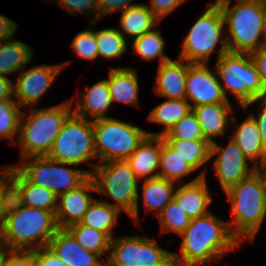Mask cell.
Masks as SVG:
<instances>
[{
    "label": "cell",
    "instance_id": "cell-41",
    "mask_svg": "<svg viewBox=\"0 0 266 266\" xmlns=\"http://www.w3.org/2000/svg\"><path fill=\"white\" fill-rule=\"evenodd\" d=\"M62 4L61 7L65 9L69 14L77 15L85 14L86 17H89V15L96 14L94 19H91L89 27L97 23V20H99V5L98 0H59ZM85 12V13H84ZM93 12V14H92Z\"/></svg>",
    "mask_w": 266,
    "mask_h": 266
},
{
    "label": "cell",
    "instance_id": "cell-44",
    "mask_svg": "<svg viewBox=\"0 0 266 266\" xmlns=\"http://www.w3.org/2000/svg\"><path fill=\"white\" fill-rule=\"evenodd\" d=\"M186 0H151V5H147L154 13L155 17L161 22L163 18L172 13L178 6Z\"/></svg>",
    "mask_w": 266,
    "mask_h": 266
},
{
    "label": "cell",
    "instance_id": "cell-30",
    "mask_svg": "<svg viewBox=\"0 0 266 266\" xmlns=\"http://www.w3.org/2000/svg\"><path fill=\"white\" fill-rule=\"evenodd\" d=\"M120 213L107 202L94 199L80 223L104 232L111 239L114 237L113 229L117 225Z\"/></svg>",
    "mask_w": 266,
    "mask_h": 266
},
{
    "label": "cell",
    "instance_id": "cell-8",
    "mask_svg": "<svg viewBox=\"0 0 266 266\" xmlns=\"http://www.w3.org/2000/svg\"><path fill=\"white\" fill-rule=\"evenodd\" d=\"M207 7L192 25L181 45L182 51L178 57L189 63L208 64L213 53L217 54L218 59L229 51L226 38L223 37L225 21L222 9L215 2ZM219 42L221 46L216 50Z\"/></svg>",
    "mask_w": 266,
    "mask_h": 266
},
{
    "label": "cell",
    "instance_id": "cell-32",
    "mask_svg": "<svg viewBox=\"0 0 266 266\" xmlns=\"http://www.w3.org/2000/svg\"><path fill=\"white\" fill-rule=\"evenodd\" d=\"M195 170L186 161L172 150L161 137V154L159 161L158 177L177 184H182V177L191 174Z\"/></svg>",
    "mask_w": 266,
    "mask_h": 266
},
{
    "label": "cell",
    "instance_id": "cell-35",
    "mask_svg": "<svg viewBox=\"0 0 266 266\" xmlns=\"http://www.w3.org/2000/svg\"><path fill=\"white\" fill-rule=\"evenodd\" d=\"M98 57L106 59L121 58L127 52L129 44L117 28L96 30Z\"/></svg>",
    "mask_w": 266,
    "mask_h": 266
},
{
    "label": "cell",
    "instance_id": "cell-19",
    "mask_svg": "<svg viewBox=\"0 0 266 266\" xmlns=\"http://www.w3.org/2000/svg\"><path fill=\"white\" fill-rule=\"evenodd\" d=\"M191 64L179 57L161 63L155 78L156 93L167 99H186V77Z\"/></svg>",
    "mask_w": 266,
    "mask_h": 266
},
{
    "label": "cell",
    "instance_id": "cell-24",
    "mask_svg": "<svg viewBox=\"0 0 266 266\" xmlns=\"http://www.w3.org/2000/svg\"><path fill=\"white\" fill-rule=\"evenodd\" d=\"M137 71L128 67H110L106 79L112 103L139 106V81Z\"/></svg>",
    "mask_w": 266,
    "mask_h": 266
},
{
    "label": "cell",
    "instance_id": "cell-21",
    "mask_svg": "<svg viewBox=\"0 0 266 266\" xmlns=\"http://www.w3.org/2000/svg\"><path fill=\"white\" fill-rule=\"evenodd\" d=\"M201 127L204 138L210 143L213 138L224 137L229 123L232 121L233 112L230 103H215L200 105L192 108Z\"/></svg>",
    "mask_w": 266,
    "mask_h": 266
},
{
    "label": "cell",
    "instance_id": "cell-37",
    "mask_svg": "<svg viewBox=\"0 0 266 266\" xmlns=\"http://www.w3.org/2000/svg\"><path fill=\"white\" fill-rule=\"evenodd\" d=\"M21 106L15 100H0V141L19 136Z\"/></svg>",
    "mask_w": 266,
    "mask_h": 266
},
{
    "label": "cell",
    "instance_id": "cell-29",
    "mask_svg": "<svg viewBox=\"0 0 266 266\" xmlns=\"http://www.w3.org/2000/svg\"><path fill=\"white\" fill-rule=\"evenodd\" d=\"M22 189L23 175L12 165L4 166L2 222L8 215L25 206Z\"/></svg>",
    "mask_w": 266,
    "mask_h": 266
},
{
    "label": "cell",
    "instance_id": "cell-13",
    "mask_svg": "<svg viewBox=\"0 0 266 266\" xmlns=\"http://www.w3.org/2000/svg\"><path fill=\"white\" fill-rule=\"evenodd\" d=\"M70 61L56 65H39L22 70L13 83L14 100L23 108L36 107L40 98L49 90L60 72L69 65Z\"/></svg>",
    "mask_w": 266,
    "mask_h": 266
},
{
    "label": "cell",
    "instance_id": "cell-23",
    "mask_svg": "<svg viewBox=\"0 0 266 266\" xmlns=\"http://www.w3.org/2000/svg\"><path fill=\"white\" fill-rule=\"evenodd\" d=\"M231 122H234L233 125L236 129L230 138L238 145L247 159L253 162V166H257L266 158V147L256 121L249 115L240 124L234 117Z\"/></svg>",
    "mask_w": 266,
    "mask_h": 266
},
{
    "label": "cell",
    "instance_id": "cell-6",
    "mask_svg": "<svg viewBox=\"0 0 266 266\" xmlns=\"http://www.w3.org/2000/svg\"><path fill=\"white\" fill-rule=\"evenodd\" d=\"M91 176L96 185V193L105 194L116 203L109 205L124 210L135 223L139 221V179L127 160H111L95 164L91 162Z\"/></svg>",
    "mask_w": 266,
    "mask_h": 266
},
{
    "label": "cell",
    "instance_id": "cell-27",
    "mask_svg": "<svg viewBox=\"0 0 266 266\" xmlns=\"http://www.w3.org/2000/svg\"><path fill=\"white\" fill-rule=\"evenodd\" d=\"M176 183L168 181L161 177L144 179L140 186L143 194V205L145 211L152 212L158 217L170 201L174 199Z\"/></svg>",
    "mask_w": 266,
    "mask_h": 266
},
{
    "label": "cell",
    "instance_id": "cell-3",
    "mask_svg": "<svg viewBox=\"0 0 266 266\" xmlns=\"http://www.w3.org/2000/svg\"><path fill=\"white\" fill-rule=\"evenodd\" d=\"M2 249L32 251L48 246L58 231L55 212L23 206L2 222Z\"/></svg>",
    "mask_w": 266,
    "mask_h": 266
},
{
    "label": "cell",
    "instance_id": "cell-10",
    "mask_svg": "<svg viewBox=\"0 0 266 266\" xmlns=\"http://www.w3.org/2000/svg\"><path fill=\"white\" fill-rule=\"evenodd\" d=\"M14 166L29 182L50 189L57 196L82 184L92 170L69 168L71 164L56 161L48 156L22 159Z\"/></svg>",
    "mask_w": 266,
    "mask_h": 266
},
{
    "label": "cell",
    "instance_id": "cell-15",
    "mask_svg": "<svg viewBox=\"0 0 266 266\" xmlns=\"http://www.w3.org/2000/svg\"><path fill=\"white\" fill-rule=\"evenodd\" d=\"M186 100L191 107L215 103H230L220 81L208 64L192 63L186 77Z\"/></svg>",
    "mask_w": 266,
    "mask_h": 266
},
{
    "label": "cell",
    "instance_id": "cell-18",
    "mask_svg": "<svg viewBox=\"0 0 266 266\" xmlns=\"http://www.w3.org/2000/svg\"><path fill=\"white\" fill-rule=\"evenodd\" d=\"M48 247L68 266H106V260L84 249L66 228H59Z\"/></svg>",
    "mask_w": 266,
    "mask_h": 266
},
{
    "label": "cell",
    "instance_id": "cell-33",
    "mask_svg": "<svg viewBox=\"0 0 266 266\" xmlns=\"http://www.w3.org/2000/svg\"><path fill=\"white\" fill-rule=\"evenodd\" d=\"M86 250L100 257L109 252L110 238L102 231L82 225L80 222L66 228Z\"/></svg>",
    "mask_w": 266,
    "mask_h": 266
},
{
    "label": "cell",
    "instance_id": "cell-9",
    "mask_svg": "<svg viewBox=\"0 0 266 266\" xmlns=\"http://www.w3.org/2000/svg\"><path fill=\"white\" fill-rule=\"evenodd\" d=\"M92 122L99 163L126 160L148 132L131 123L111 117Z\"/></svg>",
    "mask_w": 266,
    "mask_h": 266
},
{
    "label": "cell",
    "instance_id": "cell-5",
    "mask_svg": "<svg viewBox=\"0 0 266 266\" xmlns=\"http://www.w3.org/2000/svg\"><path fill=\"white\" fill-rule=\"evenodd\" d=\"M215 0L222 9L230 52L252 53L265 44L263 0ZM262 38V40H261Z\"/></svg>",
    "mask_w": 266,
    "mask_h": 266
},
{
    "label": "cell",
    "instance_id": "cell-20",
    "mask_svg": "<svg viewBox=\"0 0 266 266\" xmlns=\"http://www.w3.org/2000/svg\"><path fill=\"white\" fill-rule=\"evenodd\" d=\"M76 100V105L72 112L82 118L90 121L97 119L110 118L106 115L112 103L106 79L101 80L91 87H87Z\"/></svg>",
    "mask_w": 266,
    "mask_h": 266
},
{
    "label": "cell",
    "instance_id": "cell-36",
    "mask_svg": "<svg viewBox=\"0 0 266 266\" xmlns=\"http://www.w3.org/2000/svg\"><path fill=\"white\" fill-rule=\"evenodd\" d=\"M22 192L25 206L56 212L58 196L50 189L35 185L23 176Z\"/></svg>",
    "mask_w": 266,
    "mask_h": 266
},
{
    "label": "cell",
    "instance_id": "cell-39",
    "mask_svg": "<svg viewBox=\"0 0 266 266\" xmlns=\"http://www.w3.org/2000/svg\"><path fill=\"white\" fill-rule=\"evenodd\" d=\"M163 139H181V140H206L202 133L198 120L191 111L184 116L180 121L175 123L173 127L167 132Z\"/></svg>",
    "mask_w": 266,
    "mask_h": 266
},
{
    "label": "cell",
    "instance_id": "cell-31",
    "mask_svg": "<svg viewBox=\"0 0 266 266\" xmlns=\"http://www.w3.org/2000/svg\"><path fill=\"white\" fill-rule=\"evenodd\" d=\"M163 141L195 171L210 160L211 143L208 140L163 139Z\"/></svg>",
    "mask_w": 266,
    "mask_h": 266
},
{
    "label": "cell",
    "instance_id": "cell-40",
    "mask_svg": "<svg viewBox=\"0 0 266 266\" xmlns=\"http://www.w3.org/2000/svg\"><path fill=\"white\" fill-rule=\"evenodd\" d=\"M71 50L82 60H96L98 58V47L95 31L88 28L79 32L72 39Z\"/></svg>",
    "mask_w": 266,
    "mask_h": 266
},
{
    "label": "cell",
    "instance_id": "cell-53",
    "mask_svg": "<svg viewBox=\"0 0 266 266\" xmlns=\"http://www.w3.org/2000/svg\"><path fill=\"white\" fill-rule=\"evenodd\" d=\"M2 221L0 220V250L2 249Z\"/></svg>",
    "mask_w": 266,
    "mask_h": 266
},
{
    "label": "cell",
    "instance_id": "cell-43",
    "mask_svg": "<svg viewBox=\"0 0 266 266\" xmlns=\"http://www.w3.org/2000/svg\"><path fill=\"white\" fill-rule=\"evenodd\" d=\"M34 266H68L48 247L32 250Z\"/></svg>",
    "mask_w": 266,
    "mask_h": 266
},
{
    "label": "cell",
    "instance_id": "cell-14",
    "mask_svg": "<svg viewBox=\"0 0 266 266\" xmlns=\"http://www.w3.org/2000/svg\"><path fill=\"white\" fill-rule=\"evenodd\" d=\"M217 155L214 171L224 192L255 171L256 166H249L247 157L231 138L225 147L215 141L211 143L210 159Z\"/></svg>",
    "mask_w": 266,
    "mask_h": 266
},
{
    "label": "cell",
    "instance_id": "cell-26",
    "mask_svg": "<svg viewBox=\"0 0 266 266\" xmlns=\"http://www.w3.org/2000/svg\"><path fill=\"white\" fill-rule=\"evenodd\" d=\"M33 49L19 40L7 39L0 42V75L8 77L20 72L32 60Z\"/></svg>",
    "mask_w": 266,
    "mask_h": 266
},
{
    "label": "cell",
    "instance_id": "cell-4",
    "mask_svg": "<svg viewBox=\"0 0 266 266\" xmlns=\"http://www.w3.org/2000/svg\"><path fill=\"white\" fill-rule=\"evenodd\" d=\"M73 99L43 109L29 108V115L22 112L17 144L22 159L48 156L64 121L72 113Z\"/></svg>",
    "mask_w": 266,
    "mask_h": 266
},
{
    "label": "cell",
    "instance_id": "cell-7",
    "mask_svg": "<svg viewBox=\"0 0 266 266\" xmlns=\"http://www.w3.org/2000/svg\"><path fill=\"white\" fill-rule=\"evenodd\" d=\"M223 92L235 96L243 108L257 98L266 96V88L250 53L228 51L222 54L214 67Z\"/></svg>",
    "mask_w": 266,
    "mask_h": 266
},
{
    "label": "cell",
    "instance_id": "cell-1",
    "mask_svg": "<svg viewBox=\"0 0 266 266\" xmlns=\"http://www.w3.org/2000/svg\"><path fill=\"white\" fill-rule=\"evenodd\" d=\"M180 236L183 238L180 253H173L175 266H205L241 244L232 234L228 221L219 219L212 212L191 219Z\"/></svg>",
    "mask_w": 266,
    "mask_h": 266
},
{
    "label": "cell",
    "instance_id": "cell-34",
    "mask_svg": "<svg viewBox=\"0 0 266 266\" xmlns=\"http://www.w3.org/2000/svg\"><path fill=\"white\" fill-rule=\"evenodd\" d=\"M132 49L143 60L159 58V65L170 60L165 53V42L163 36L156 29H152L143 35L132 40Z\"/></svg>",
    "mask_w": 266,
    "mask_h": 266
},
{
    "label": "cell",
    "instance_id": "cell-47",
    "mask_svg": "<svg viewBox=\"0 0 266 266\" xmlns=\"http://www.w3.org/2000/svg\"><path fill=\"white\" fill-rule=\"evenodd\" d=\"M250 55L266 88V44L261 46L258 50L250 53Z\"/></svg>",
    "mask_w": 266,
    "mask_h": 266
},
{
    "label": "cell",
    "instance_id": "cell-45",
    "mask_svg": "<svg viewBox=\"0 0 266 266\" xmlns=\"http://www.w3.org/2000/svg\"><path fill=\"white\" fill-rule=\"evenodd\" d=\"M133 0H98L99 19L112 13L123 12L127 8L136 4H131Z\"/></svg>",
    "mask_w": 266,
    "mask_h": 266
},
{
    "label": "cell",
    "instance_id": "cell-48",
    "mask_svg": "<svg viewBox=\"0 0 266 266\" xmlns=\"http://www.w3.org/2000/svg\"><path fill=\"white\" fill-rule=\"evenodd\" d=\"M18 26L15 21L0 14V42L11 39L15 35Z\"/></svg>",
    "mask_w": 266,
    "mask_h": 266
},
{
    "label": "cell",
    "instance_id": "cell-49",
    "mask_svg": "<svg viewBox=\"0 0 266 266\" xmlns=\"http://www.w3.org/2000/svg\"><path fill=\"white\" fill-rule=\"evenodd\" d=\"M0 100H14L13 82L9 77L0 75Z\"/></svg>",
    "mask_w": 266,
    "mask_h": 266
},
{
    "label": "cell",
    "instance_id": "cell-50",
    "mask_svg": "<svg viewBox=\"0 0 266 266\" xmlns=\"http://www.w3.org/2000/svg\"><path fill=\"white\" fill-rule=\"evenodd\" d=\"M255 171L260 175L266 189V158L262 162L258 163L255 167Z\"/></svg>",
    "mask_w": 266,
    "mask_h": 266
},
{
    "label": "cell",
    "instance_id": "cell-22",
    "mask_svg": "<svg viewBox=\"0 0 266 266\" xmlns=\"http://www.w3.org/2000/svg\"><path fill=\"white\" fill-rule=\"evenodd\" d=\"M160 154L161 136L147 134L126 160L139 180L155 178L158 177Z\"/></svg>",
    "mask_w": 266,
    "mask_h": 266
},
{
    "label": "cell",
    "instance_id": "cell-28",
    "mask_svg": "<svg viewBox=\"0 0 266 266\" xmlns=\"http://www.w3.org/2000/svg\"><path fill=\"white\" fill-rule=\"evenodd\" d=\"M186 99H167L155 106L148 114L149 122L164 125L157 133L147 132L148 135L164 136L184 116L192 111V107Z\"/></svg>",
    "mask_w": 266,
    "mask_h": 266
},
{
    "label": "cell",
    "instance_id": "cell-42",
    "mask_svg": "<svg viewBox=\"0 0 266 266\" xmlns=\"http://www.w3.org/2000/svg\"><path fill=\"white\" fill-rule=\"evenodd\" d=\"M0 266H34L32 251L0 250Z\"/></svg>",
    "mask_w": 266,
    "mask_h": 266
},
{
    "label": "cell",
    "instance_id": "cell-12",
    "mask_svg": "<svg viewBox=\"0 0 266 266\" xmlns=\"http://www.w3.org/2000/svg\"><path fill=\"white\" fill-rule=\"evenodd\" d=\"M109 254L106 266H175L173 253L147 237L114 236L110 239Z\"/></svg>",
    "mask_w": 266,
    "mask_h": 266
},
{
    "label": "cell",
    "instance_id": "cell-17",
    "mask_svg": "<svg viewBox=\"0 0 266 266\" xmlns=\"http://www.w3.org/2000/svg\"><path fill=\"white\" fill-rule=\"evenodd\" d=\"M205 170L193 180L177 184L174 199L191 219L205 216L210 213L209 206L212 196L207 188Z\"/></svg>",
    "mask_w": 266,
    "mask_h": 266
},
{
    "label": "cell",
    "instance_id": "cell-25",
    "mask_svg": "<svg viewBox=\"0 0 266 266\" xmlns=\"http://www.w3.org/2000/svg\"><path fill=\"white\" fill-rule=\"evenodd\" d=\"M160 21L146 4H136L121 12L119 32L124 36L139 37L158 26Z\"/></svg>",
    "mask_w": 266,
    "mask_h": 266
},
{
    "label": "cell",
    "instance_id": "cell-46",
    "mask_svg": "<svg viewBox=\"0 0 266 266\" xmlns=\"http://www.w3.org/2000/svg\"><path fill=\"white\" fill-rule=\"evenodd\" d=\"M259 100H260V103L258 104V112L259 113L257 114V116H255L253 114H250V115L256 121L258 128H259V132L261 134L263 144L266 147V96L261 97V98H257L253 102L246 104L243 107V109L246 110L250 105H252L253 103L255 104V102H258Z\"/></svg>",
    "mask_w": 266,
    "mask_h": 266
},
{
    "label": "cell",
    "instance_id": "cell-51",
    "mask_svg": "<svg viewBox=\"0 0 266 266\" xmlns=\"http://www.w3.org/2000/svg\"><path fill=\"white\" fill-rule=\"evenodd\" d=\"M0 220L2 221V206H3V197H2V184L4 182V166H0Z\"/></svg>",
    "mask_w": 266,
    "mask_h": 266
},
{
    "label": "cell",
    "instance_id": "cell-38",
    "mask_svg": "<svg viewBox=\"0 0 266 266\" xmlns=\"http://www.w3.org/2000/svg\"><path fill=\"white\" fill-rule=\"evenodd\" d=\"M161 232H176L181 235L189 226L190 218L173 199L158 216Z\"/></svg>",
    "mask_w": 266,
    "mask_h": 266
},
{
    "label": "cell",
    "instance_id": "cell-11",
    "mask_svg": "<svg viewBox=\"0 0 266 266\" xmlns=\"http://www.w3.org/2000/svg\"><path fill=\"white\" fill-rule=\"evenodd\" d=\"M48 157L71 165L97 159L93 122L72 112L64 121Z\"/></svg>",
    "mask_w": 266,
    "mask_h": 266
},
{
    "label": "cell",
    "instance_id": "cell-2",
    "mask_svg": "<svg viewBox=\"0 0 266 266\" xmlns=\"http://www.w3.org/2000/svg\"><path fill=\"white\" fill-rule=\"evenodd\" d=\"M231 204L232 234L242 243L253 240L266 219V189L260 175L254 171L225 191Z\"/></svg>",
    "mask_w": 266,
    "mask_h": 266
},
{
    "label": "cell",
    "instance_id": "cell-52",
    "mask_svg": "<svg viewBox=\"0 0 266 266\" xmlns=\"http://www.w3.org/2000/svg\"><path fill=\"white\" fill-rule=\"evenodd\" d=\"M264 38L266 44V0H263Z\"/></svg>",
    "mask_w": 266,
    "mask_h": 266
},
{
    "label": "cell",
    "instance_id": "cell-16",
    "mask_svg": "<svg viewBox=\"0 0 266 266\" xmlns=\"http://www.w3.org/2000/svg\"><path fill=\"white\" fill-rule=\"evenodd\" d=\"M88 192H97L91 175L76 188L58 196L55 216L59 228H67L83 219L94 200Z\"/></svg>",
    "mask_w": 266,
    "mask_h": 266
}]
</instances>
